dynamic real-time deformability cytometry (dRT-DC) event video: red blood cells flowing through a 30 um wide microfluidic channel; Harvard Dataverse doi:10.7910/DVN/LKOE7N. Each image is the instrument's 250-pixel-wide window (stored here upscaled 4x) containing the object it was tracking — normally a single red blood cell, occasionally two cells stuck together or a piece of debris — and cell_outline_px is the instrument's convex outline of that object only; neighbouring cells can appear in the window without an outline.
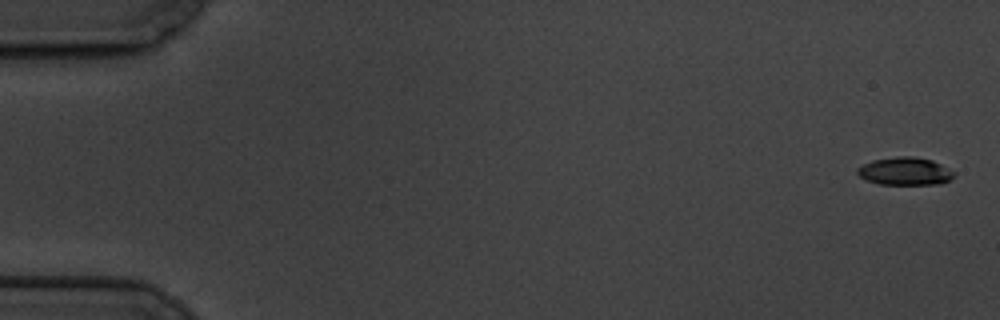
{"species": "common noctule bat (a hibernating species)", "species_latin": "Nyctalus noctula", "temperature_condition": "cold", "stored_images_in_passage": 5, "camera_frame_rate_fps": 3000, "um_per_image_px": 0.085, "animal": {"sex": "male", "body_mass_g": 19.5, "forearm_length_mm": 54.6}, "frame": {"image": 1, "passage_image": 1, "time_ms": 0.0, "image_size_px": [1000, 320], "cell_outline_px": [[956, 176], [948, 180], [936, 184], [880, 184], [868, 180], [860, 176], [856, 172], [856, 168], [872, 160], [896, 156], [916, 156], [932, 160], [956, 172]], "centroid_in_image_um": [76.93, 14.54], "position_along_channel_um": 8.1, "area_um2": 15.66}}
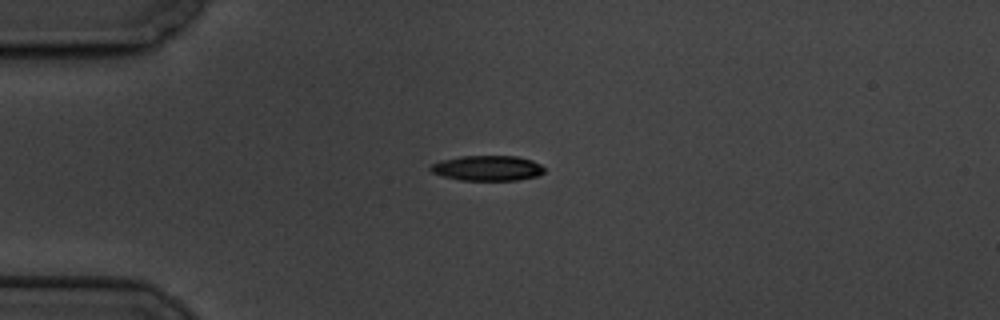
{"frame": {"image": 2, "passage_image": 4, "time_ms": 4.667, "image_size_px": [1000, 320], "cell_outline_px": [[544, 172], [536, 176], [516, 180], [460, 180], [444, 176], [432, 172], [428, 168], [432, 164], [440, 160], [460, 156], [516, 156], [532, 160], [540, 164], [544, 168]], "centroid_in_image_um": [41.42, 14.28], "position_along_channel_um": 43.6, "area_um2": 16.65}}